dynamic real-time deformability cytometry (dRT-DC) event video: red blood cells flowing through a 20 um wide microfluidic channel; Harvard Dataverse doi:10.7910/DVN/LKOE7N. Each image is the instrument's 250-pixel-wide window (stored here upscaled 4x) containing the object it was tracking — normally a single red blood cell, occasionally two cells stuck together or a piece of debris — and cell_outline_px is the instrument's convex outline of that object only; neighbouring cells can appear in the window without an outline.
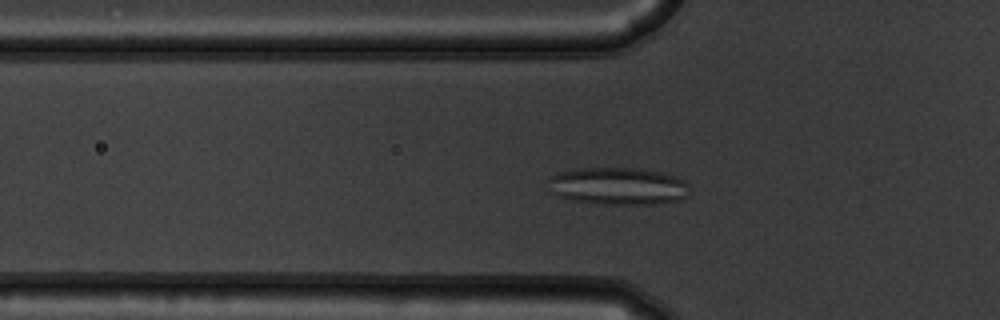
{"species": "common noctule bat (a hibernating species)", "species_latin": "Nyctalus noctula", "temperature_condition": "warm", "stored_images_in_passage": 54, "camera_frame_rate_fps": 3000, "um_per_image_px": 0.085, "animal": {"sex": "male", "body_mass_g": 19.5, "forearm_length_mm": 54.6}, "frame": {"image": 1, "passage_image": 18, "time_ms": 5.667, "image_size_px": [1000, 320], "cell_outline_px": [[688, 196], [680, 200], [656, 204], [604, 204], [572, 200], [548, 192], [548, 180], [552, 176], [560, 172], [580, 168], [636, 168], [660, 172], [676, 176], [684, 180], [688, 184]], "centroid_in_image_um": [52.54, 15.82], "position_along_channel_um": 73.3, "area_um2": 30.92}}
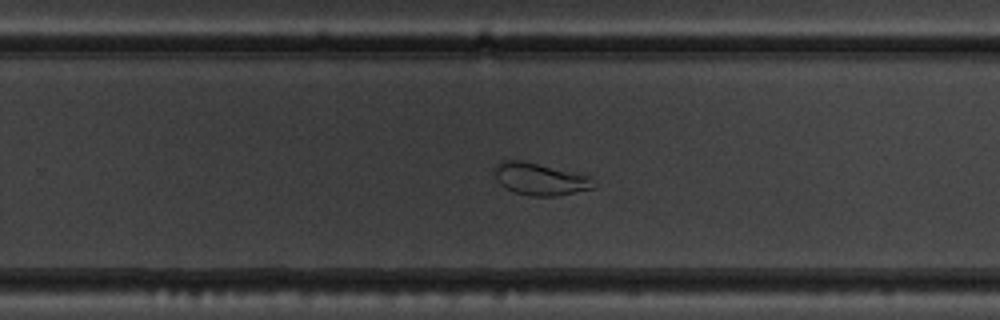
{"frame": {"image": 2, "passage_image": 35, "time_ms": 11.333, "image_size_px": [1000, 320], "cell_outline_px": [[596, 188], [556, 196], [528, 196], [512, 192], [504, 188], [496, 180], [492, 172], [492, 168], [500, 160], [520, 160], [592, 176], [596, 184]], "centroid_in_image_um": [45.87, 15.23], "position_along_channel_um": 283.9, "area_um2": 19.07}}
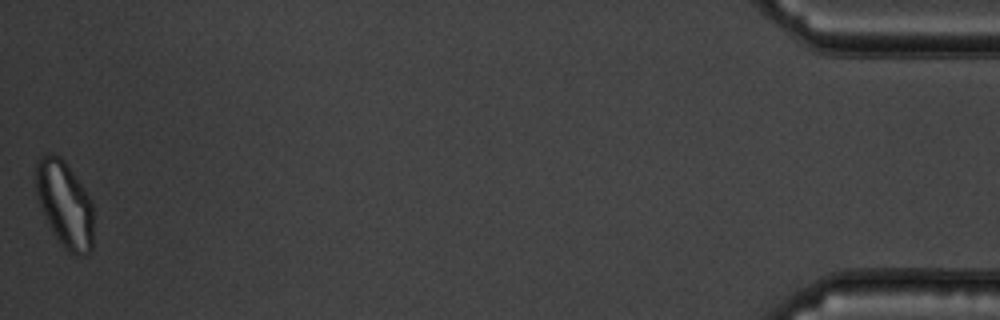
{"frame": {"image": 3, "passage_image": 54, "time_ms": 17.667, "image_size_px": [1000, 320], "cell_outline_px": [[92, 252], [84, 256], [68, 252], [56, 236], [40, 204], [36, 192], [36, 164], [40, 156], [48, 152], [56, 152], [64, 160], [88, 196], [92, 204]], "centroid_in_image_um": [5.5, 17.32], "position_along_channel_um": 429.7, "area_um2": 28.38}, "authors_computed_cell_mechanics": {"area_um2": 26.7036, "velocity_mm_per_s": 3.7142, "shape_relaxation_time_tau1_ms": null, "shape_relaxation_time_tau2_ms": 1.2758, "deformation_change_tau1": null, "deformation_change_tau2": 0.0662}}